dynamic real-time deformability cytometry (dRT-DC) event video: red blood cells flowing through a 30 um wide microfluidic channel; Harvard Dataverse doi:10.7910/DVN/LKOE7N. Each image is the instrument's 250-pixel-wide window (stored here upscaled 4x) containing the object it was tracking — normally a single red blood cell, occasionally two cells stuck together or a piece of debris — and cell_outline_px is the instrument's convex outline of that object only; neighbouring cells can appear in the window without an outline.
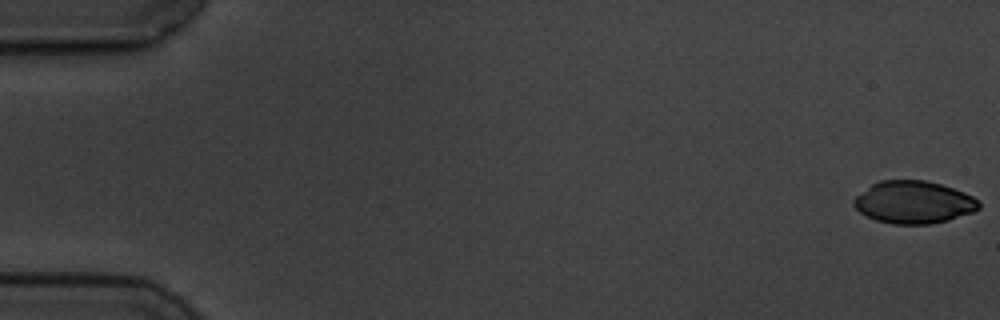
{"species": "common noctule bat (a hibernating species)", "species_latin": "Nyctalus noctula", "temperature_condition": "cold", "stored_images_in_passage": 51, "camera_frame_rate_fps": 3000, "um_per_image_px": 0.085, "animal": {"sex": "male", "body_mass_g": 19.5, "forearm_length_mm": 54.6}, "frame": {"image": 1, "passage_image": 1, "time_ms": 0.0, "image_size_px": [1000, 320], "cell_outline_px": [[980, 208], [972, 212], [948, 220], [928, 224], [892, 224], [876, 220], [860, 212], [852, 204], [852, 200], [856, 196], [872, 184], [880, 180], [924, 180], [940, 184], [964, 192], [980, 200]], "centroid_in_image_um": [77.66, 17.19], "position_along_channel_um": 7.3, "area_um2": 30.87}}